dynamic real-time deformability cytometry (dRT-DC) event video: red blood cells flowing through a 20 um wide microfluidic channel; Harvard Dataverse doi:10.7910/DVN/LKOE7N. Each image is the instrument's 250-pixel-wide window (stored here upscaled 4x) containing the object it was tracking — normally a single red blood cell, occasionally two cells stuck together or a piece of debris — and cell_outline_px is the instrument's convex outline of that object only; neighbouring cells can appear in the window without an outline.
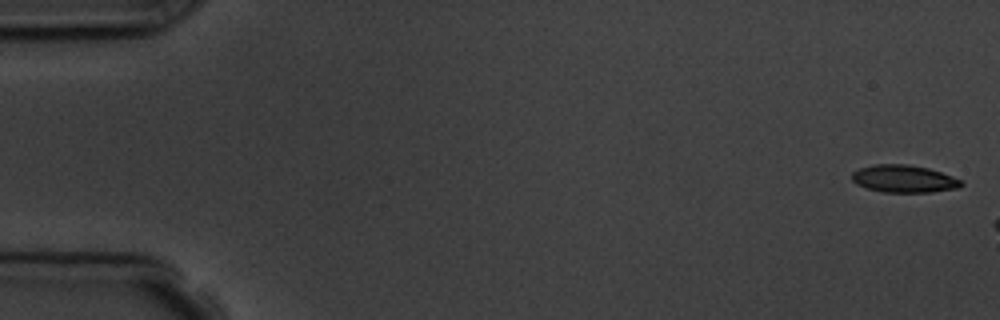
{"species": "common noctule bat (a hibernating species)", "species_latin": "Nyctalus noctula", "temperature_condition": "room temperature", "stored_images_in_passage": 3, "camera_frame_rate_fps": 3000, "um_per_image_px": 0.085, "animal": {"sex": "male", "body_mass_g": 19.5, "forearm_length_mm": 54.6}, "frame": {"image": 1, "passage_image": 1, "time_ms": 0.0, "image_size_px": [1000, 320], "cell_outline_px": [[964, 184], [956, 188], [932, 192], [884, 192], [868, 188], [856, 184], [852, 180], [852, 172], [860, 168], [876, 164], [908, 164], [928, 168], [952, 176], [960, 180]], "centroid_in_image_um": [76.82, 15.19], "position_along_channel_um": 8.2, "area_um2": 17.34}}